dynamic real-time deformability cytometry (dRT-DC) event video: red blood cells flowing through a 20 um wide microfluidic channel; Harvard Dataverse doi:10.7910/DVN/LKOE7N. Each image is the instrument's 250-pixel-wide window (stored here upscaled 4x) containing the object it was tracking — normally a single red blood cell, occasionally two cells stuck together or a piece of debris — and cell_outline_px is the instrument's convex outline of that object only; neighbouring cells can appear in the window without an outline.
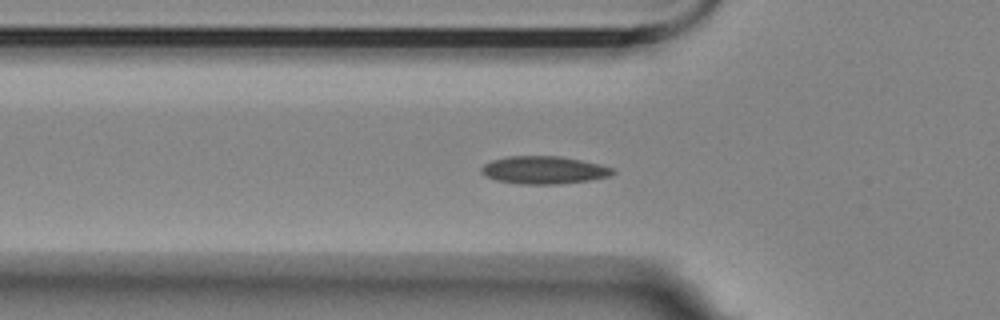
{"species": "Egyptian fruit bat (a non-hibernating species)", "species_latin": "Rousettus aegyptiacus", "temperature_condition": "room temperature", "stored_images_in_passage": 57, "camera_frame_rate_fps": 3000, "um_per_image_px": 0.085, "animal": {"sex": "female"}, "frame": {"image": 1, "passage_image": 18, "time_ms": 5.667, "image_size_px": [1000, 320], "cell_outline_px": [[616, 172], [608, 176], [592, 180], [560, 184], [520, 184], [496, 180], [480, 172], [480, 168], [484, 164], [492, 160], [508, 156], [560, 156], [600, 164], [612, 168]], "centroid_in_image_um": [46.23, 14.45], "position_along_channel_um": 79.6, "area_um2": 21.21}}
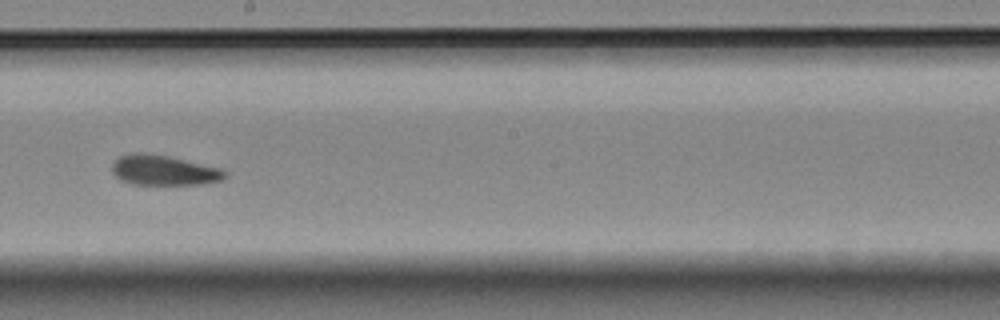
{"frame": {"image": 2, "passage_image": 31, "time_ms": 10.0, "image_size_px": [1000, 320], "cell_outline_px": [[228, 176], [220, 180], [204, 184], [132, 184], [120, 180], [112, 172], [112, 164], [120, 156], [132, 152], [144, 152], [168, 156], [220, 168], [228, 172]], "centroid_in_image_um": [13.91, 14.47], "position_along_channel_um": 234.3, "area_um2": 19.83}}
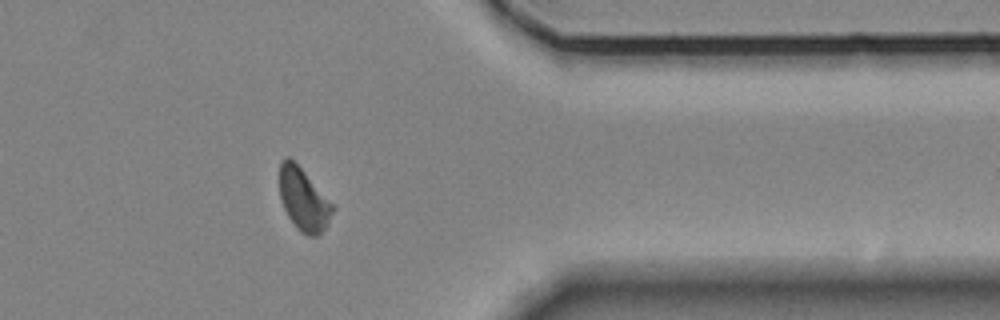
{"frame": {"image": 3, "passage_image": 45, "time_ms": 14.667, "image_size_px": [1000, 320], "cell_outline_px": [[332, 212], [328, 224], [316, 236], [308, 236], [300, 232], [296, 228], [288, 216], [280, 200], [280, 160], [288, 156], [304, 172], [332, 204]], "centroid_in_image_um": [25.76, 16.98], "position_along_channel_um": 385.6, "area_um2": 18.79}, "authors_computed_cell_mechanics": {"area_um2": 19.7098, "velocity_mm_per_s": 3.5516, "shape_relaxation_time_tau1_ms": 5.7411, "shape_relaxation_time_tau2_ms": 1.9214, "deformation_change_tau1": 0.1163, "deformation_change_tau2": 0.0654}}